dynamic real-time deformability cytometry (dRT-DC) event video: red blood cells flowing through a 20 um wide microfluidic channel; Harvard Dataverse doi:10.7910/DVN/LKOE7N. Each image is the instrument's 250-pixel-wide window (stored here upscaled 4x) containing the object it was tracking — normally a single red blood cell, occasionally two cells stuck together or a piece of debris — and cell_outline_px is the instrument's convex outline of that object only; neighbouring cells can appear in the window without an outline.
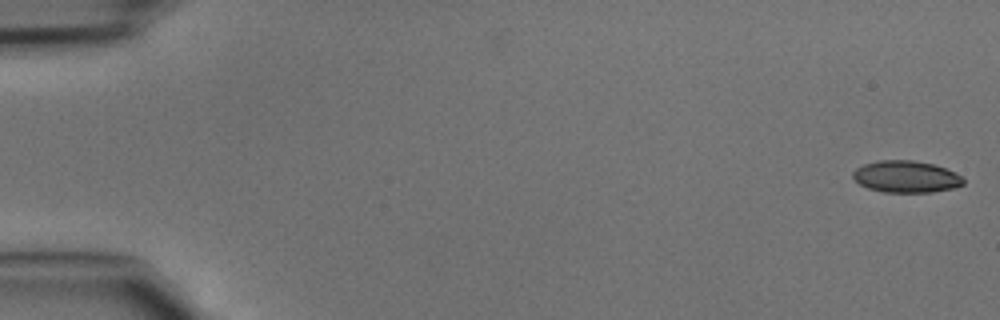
{"species": "common noctule bat (a hibernating species)", "species_latin": "Nyctalus noctula", "temperature_condition": "cold", "stored_images_in_passage": 47, "camera_frame_rate_fps": 3000, "um_per_image_px": 0.085, "animal": {"sex": "male", "body_mass_g": 15.6}, "frame": {"image": 1, "passage_image": 1, "time_ms": 0.0, "image_size_px": [1000, 320], "cell_outline_px": [[964, 184], [956, 188], [932, 192], [884, 192], [868, 188], [860, 184], [852, 176], [852, 172], [856, 168], [864, 164], [876, 160], [912, 160], [932, 164], [944, 168], [960, 176], [964, 180]], "centroid_in_image_um": [77.0, 15.02], "position_along_channel_um": 8.0, "area_um2": 20.4}}
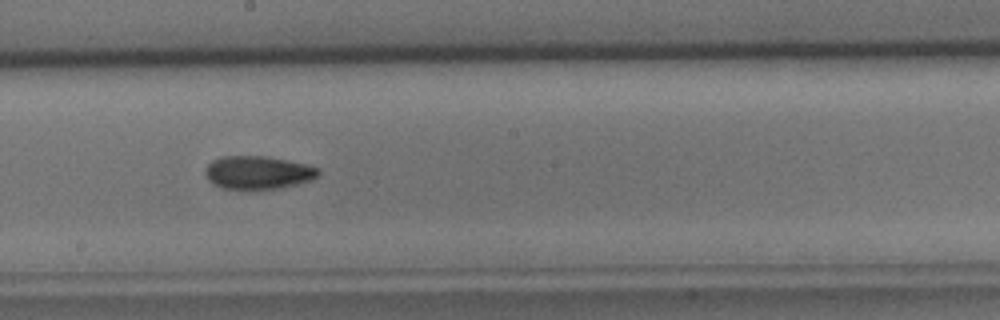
{"frame": {"image": 2, "passage_image": 26, "time_ms": 8.333, "image_size_px": [1000, 320], "cell_outline_px": [[320, 172], [312, 180], [280, 188], [224, 188], [212, 184], [208, 180], [204, 172], [204, 168], [212, 160], [224, 156], [264, 156], [304, 164], [320, 168]], "centroid_in_image_um": [21.89, 14.65], "position_along_channel_um": 226.3, "area_um2": 21.56}}
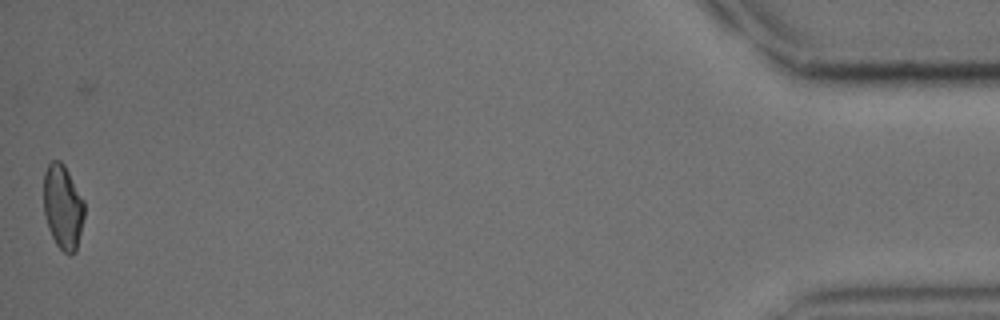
{"frame": {"image": 3, "passage_image": 46, "time_ms": 15.0, "image_size_px": [1000, 320], "cell_outline_px": [[84, 216], [76, 252], [68, 256], [56, 244], [48, 228], [44, 212], [44, 172], [48, 164], [52, 160], [60, 160], [64, 164], [84, 200]], "centroid_in_image_um": [5.34, 17.59], "position_along_channel_um": 429.9, "area_um2": 20.11}}